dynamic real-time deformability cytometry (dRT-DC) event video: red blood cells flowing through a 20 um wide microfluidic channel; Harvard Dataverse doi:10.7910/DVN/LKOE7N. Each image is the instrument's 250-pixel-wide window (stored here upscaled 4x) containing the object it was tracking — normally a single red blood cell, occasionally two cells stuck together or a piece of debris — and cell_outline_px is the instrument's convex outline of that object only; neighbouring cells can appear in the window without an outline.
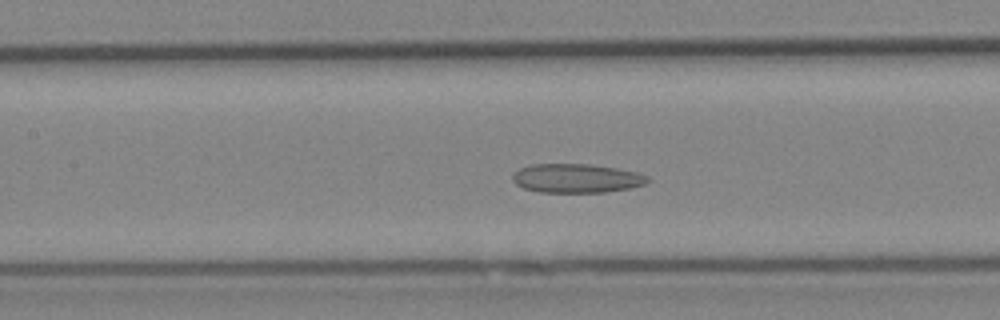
{"species": "Egyptian fruit bat (a non-hibernating species)", "species_latin": "Rousettus aegyptiacus", "temperature_condition": "cold", "stored_images_in_passage": 50, "camera_frame_rate_fps": 3000, "um_per_image_px": 0.085, "animal": {"sex": "female"}, "frame": {"image": 1, "passage_image": 22, "time_ms": 7.0, "image_size_px": [1000, 320], "cell_outline_px": [[648, 180], [644, 184], [628, 188], [604, 192], [540, 192], [524, 188], [516, 184], [512, 180], [512, 172], [520, 168], [532, 164], [588, 164], [616, 168], [636, 172], [648, 176]], "centroid_in_image_um": [48.95, 15.15], "position_along_channel_um": 158.5, "area_um2": 22.66}}
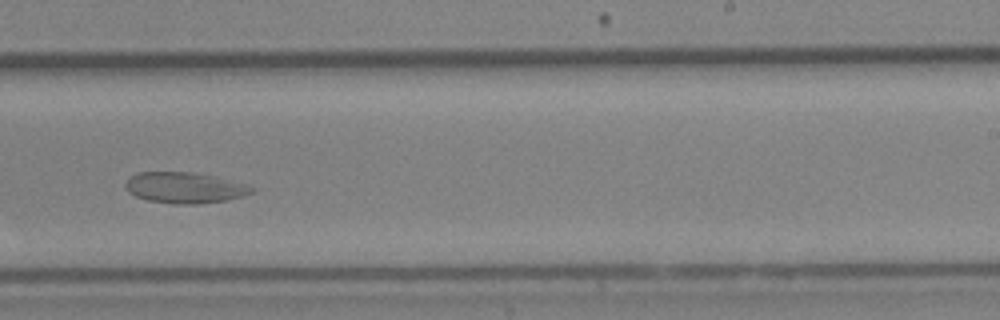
{"frame": {"image": 2, "passage_image": 31, "time_ms": 10.0, "image_size_px": [1000, 320], "cell_outline_px": [[256, 188], [252, 192], [228, 200], [196, 204], [172, 204], [148, 200], [136, 196], [128, 192], [124, 184], [136, 172], [196, 172], [248, 184]], "centroid_in_image_um": [15.7, 15.95], "position_along_channel_um": 273.3, "area_um2": 22.77}}
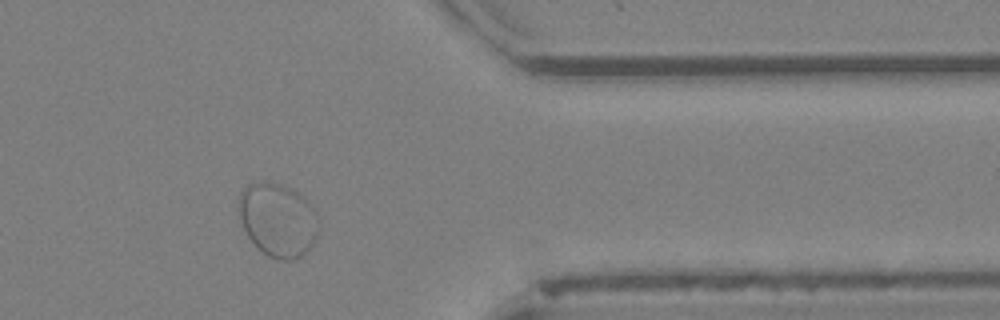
{"frame": {"image": 3, "passage_image": 41, "time_ms": 13.333, "image_size_px": [1000, 320], "cell_outline_px": [[320, 228], [316, 240], [300, 256], [292, 260], [276, 260], [268, 256], [256, 248], [248, 236], [244, 228], [240, 216], [240, 192], [248, 184], [260, 180], [264, 180], [280, 184], [292, 188], [300, 192], [312, 204], [316, 212], [320, 224]], "centroid_in_image_um": [23.65, 18.67], "position_along_channel_um": 387.7, "area_um2": 34.8}}